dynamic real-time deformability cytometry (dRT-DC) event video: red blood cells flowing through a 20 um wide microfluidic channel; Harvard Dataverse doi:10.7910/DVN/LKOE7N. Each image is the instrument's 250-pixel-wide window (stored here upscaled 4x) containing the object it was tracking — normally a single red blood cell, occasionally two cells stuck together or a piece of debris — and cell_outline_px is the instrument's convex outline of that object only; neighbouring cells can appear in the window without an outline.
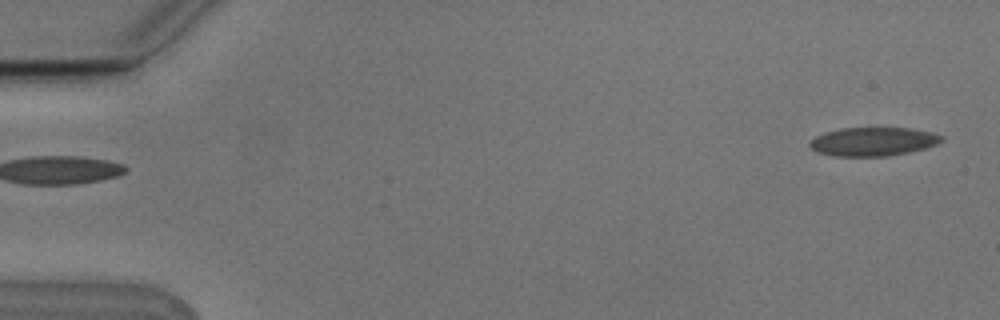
{"species": "Egyptian fruit bat (a non-hibernating species)", "species_latin": "Rousettus aegyptiacus", "temperature_condition": "cold", "stored_images_in_passage": 5, "segment_of_instrument_passage": [2, 2], "camera_frame_rate_fps": 3000, "um_per_image_px": 0.085, "animal": {"sex": "male"}, "frame": {"image": 1, "passage_image": 5, "time_ms": 1.333, "image_size_px": [1000, 320], "cell_outline_px": [[944, 140], [936, 144], [924, 148], [908, 152], [888, 156], [836, 156], [820, 152], [812, 148], [808, 144], [816, 136], [824, 132], [844, 128], [912, 128], [932, 132], [944, 136]], "centroid_in_image_um": [74.26, 12.02], "position_along_channel_um": 10.7, "area_um2": 21.85}}